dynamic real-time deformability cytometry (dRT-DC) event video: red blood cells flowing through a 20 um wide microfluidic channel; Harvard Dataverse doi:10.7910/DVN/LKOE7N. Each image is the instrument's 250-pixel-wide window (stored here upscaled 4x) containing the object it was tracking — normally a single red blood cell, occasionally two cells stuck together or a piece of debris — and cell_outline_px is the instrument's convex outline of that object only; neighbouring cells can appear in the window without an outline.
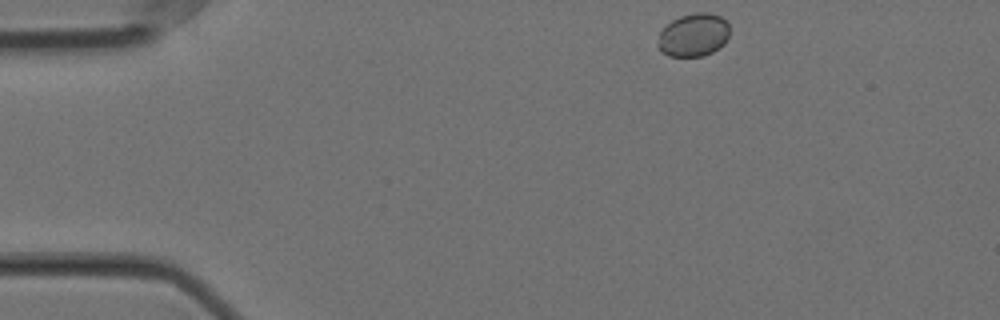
{"species": "Egyptian fruit bat (a non-hibernating species)", "species_latin": "Rousettus aegyptiacus", "temperature_condition": "cold", "stored_images_in_passage": 50, "camera_frame_rate_fps": 3000, "um_per_image_px": 0.085, "animal": {"sex": "female"}, "frame": {"image": 1, "passage_image": 1, "time_ms": 0.0, "image_size_px": [1000, 320], "cell_outline_px": [[728, 36], [724, 44], [712, 52], [704, 56], [668, 56], [660, 52], [656, 44], [660, 32], [672, 20], [680, 16], [696, 12], [708, 12], [720, 16], [728, 20]], "centroid_in_image_um": [58.94, 2.98], "position_along_channel_um": 26.1, "area_um2": 18.21}}
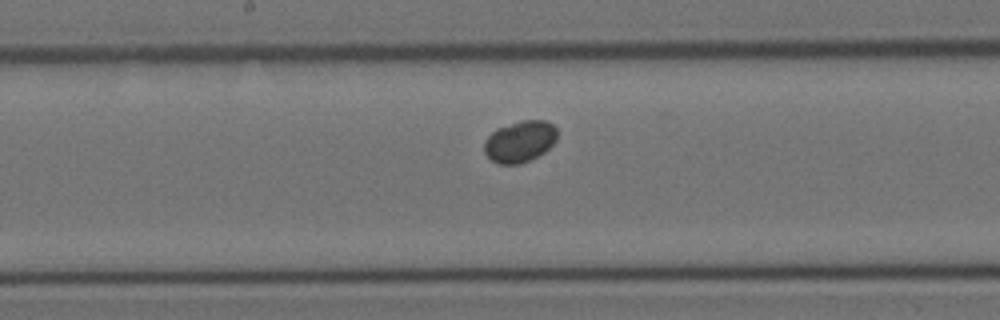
{"frame": {"image": 2, "passage_image": 22, "time_ms": 7.0, "image_size_px": [1000, 320], "cell_outline_px": [[556, 140], [544, 152], [520, 164], [500, 164], [492, 160], [484, 152], [484, 140], [496, 128], [520, 120], [544, 120], [552, 124], [556, 128]], "centroid_in_image_um": [44.16, 12.01], "position_along_channel_um": 204.0, "area_um2": 17.51}}
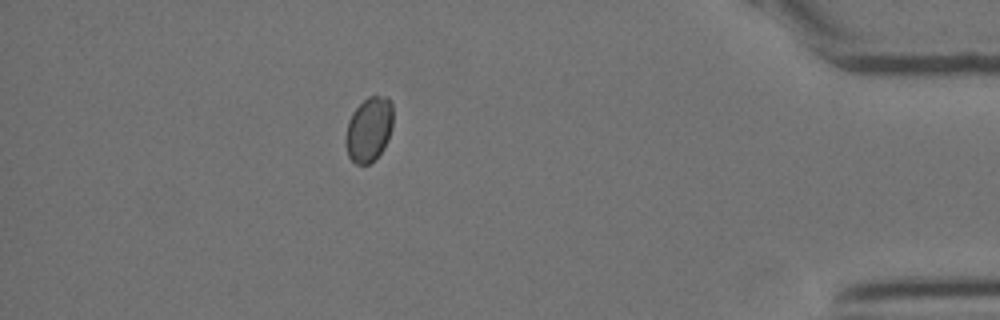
{"frame": {"image": 3, "passage_image": 43, "time_ms": 14.0, "image_size_px": [1000, 320], "cell_outline_px": [[392, 128], [388, 140], [384, 148], [368, 164], [356, 164], [348, 156], [344, 144], [344, 140], [348, 120], [352, 112], [368, 96], [388, 96], [392, 104]], "centroid_in_image_um": [31.34, 10.98], "position_along_channel_um": 403.9, "area_um2": 17.98}}